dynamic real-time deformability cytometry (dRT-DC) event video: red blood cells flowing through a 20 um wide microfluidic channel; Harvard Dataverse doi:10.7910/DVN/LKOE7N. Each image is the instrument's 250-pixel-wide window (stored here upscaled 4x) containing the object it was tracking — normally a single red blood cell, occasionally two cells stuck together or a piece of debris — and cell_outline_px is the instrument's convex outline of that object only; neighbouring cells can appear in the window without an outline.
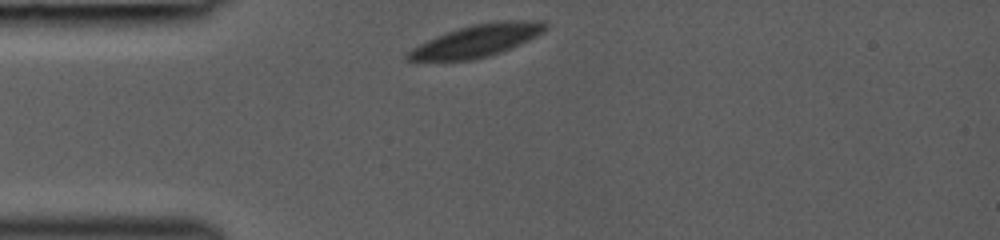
{"species": "common noctule bat (a hibernating species)", "species_latin": "Nyctalus noctula", "temperature_condition": "room temperature", "stored_images_in_passage": 30, "camera_frame_rate_fps": 3000, "um_per_image_px": 0.085, "animal": {"sex": "female", "body_mass_g": 19.0, "forearm_length_mm": 53.3}, "frame": {"image": 1, "passage_image": 1, "time_ms": 0.0, "image_size_px": [1000, 240], "cell_outline_px": [[548, 28], [544, 32], [520, 44], [500, 52], [488, 56], [472, 60], [404, 60], [404, 52], [436, 36], [472, 24], [496, 20], [544, 20], [548, 24]], "centroid_in_image_um": [40.56, 3.44], "position_along_channel_um": 44.4, "area_um2": 25.89}}
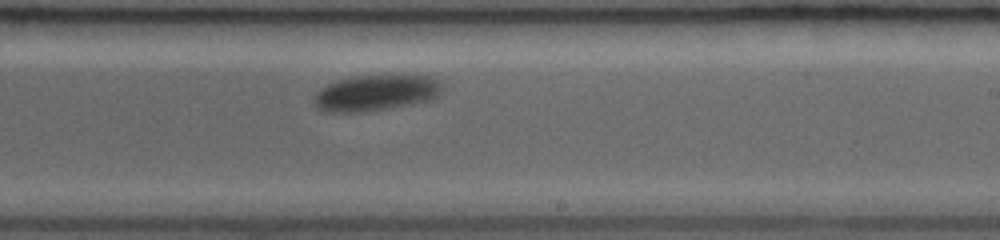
{"frame": {"image": 2, "passage_image": 18, "time_ms": 5.667, "image_size_px": [1000, 240], "cell_outline_px": [[444, 88], [436, 100], [388, 108], [360, 112], [328, 112], [316, 108], [312, 100], [316, 92], [320, 88], [328, 84], [352, 76], [432, 76]], "centroid_in_image_um": [31.95, 7.91], "position_along_channel_um": 257.0, "area_um2": 26.93}}
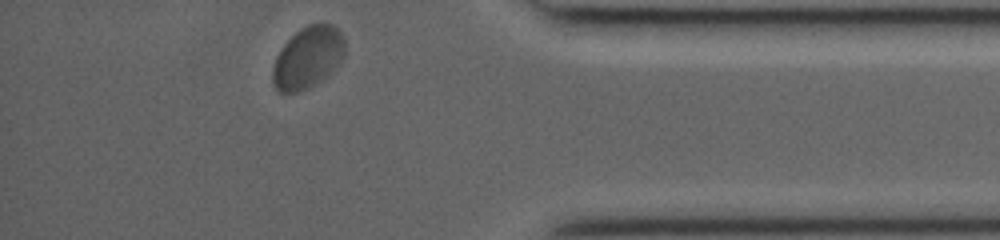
{"frame": {"image": 3, "passage_image": 30, "time_ms": 9.667, "image_size_px": [1000, 240], "cell_outline_px": [[344, 56], [340, 64], [328, 76], [308, 88], [300, 92], [276, 92], [272, 84], [272, 68], [276, 56], [280, 48], [300, 28], [308, 24], [332, 24], [340, 32], [344, 40]], "centroid_in_image_um": [26.15, 4.92], "position_along_channel_um": 409.1, "area_um2": 26.24}}